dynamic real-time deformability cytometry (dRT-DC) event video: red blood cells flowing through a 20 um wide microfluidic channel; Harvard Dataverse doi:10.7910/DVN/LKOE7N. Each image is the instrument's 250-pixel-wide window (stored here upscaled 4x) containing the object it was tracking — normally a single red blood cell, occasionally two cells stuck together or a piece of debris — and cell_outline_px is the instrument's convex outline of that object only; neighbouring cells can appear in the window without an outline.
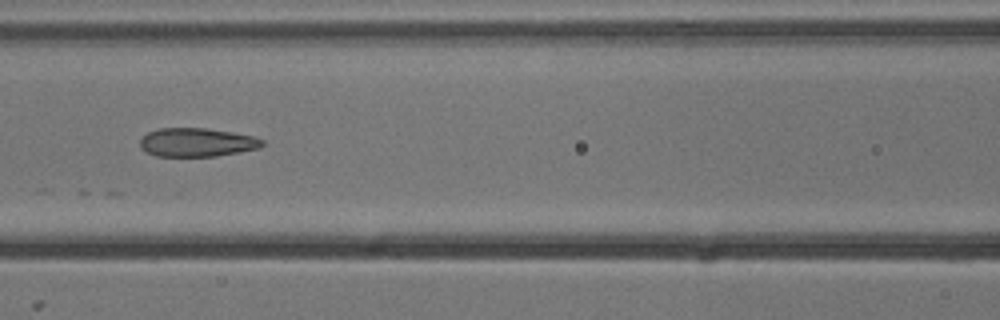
{"species": "common noctule bat (a hibernating species)", "species_latin": "Nyctalus noctula", "temperature_condition": "cold", "stored_images_in_passage": 9, "camera_frame_rate_fps": 3000, "um_per_image_px": 0.085, "animal": {"sex": "male", "body_mass_g": 13.3}, "frame": {"image": 1, "passage_image": 7, "time_ms": 2.0, "image_size_px": [1000, 320], "cell_outline_px": [[264, 144], [260, 148], [240, 152], [216, 156], [156, 156], [140, 148], [140, 140], [148, 132], [160, 128], [204, 128], [232, 132], [256, 136], [264, 140]], "centroid_in_image_um": [16.77, 12.1], "position_along_channel_um": 149.8, "area_um2": 20.46}}
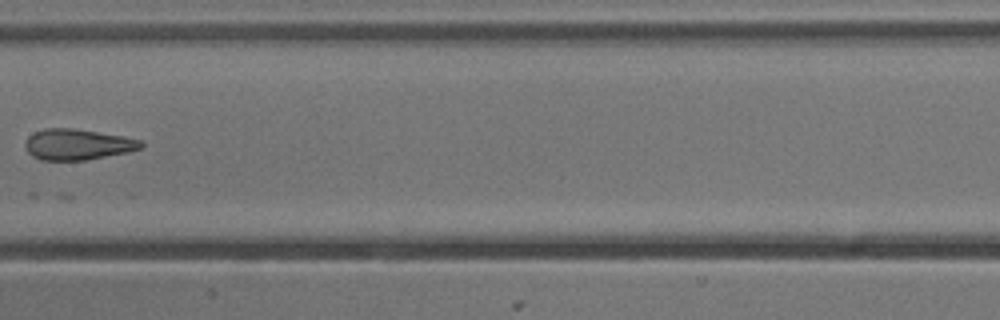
{"frame": {"image": 2, "passage_image": 8, "time_ms": 2.333, "image_size_px": [1000, 320], "cell_outline_px": [[144, 148], [128, 152], [88, 160], [40, 160], [32, 156], [24, 148], [24, 144], [28, 136], [44, 128], [72, 128], [124, 136], [140, 140], [144, 144]], "centroid_in_image_um": [6.6, 12.28], "position_along_channel_um": 200.8, "area_um2": 20.98}}
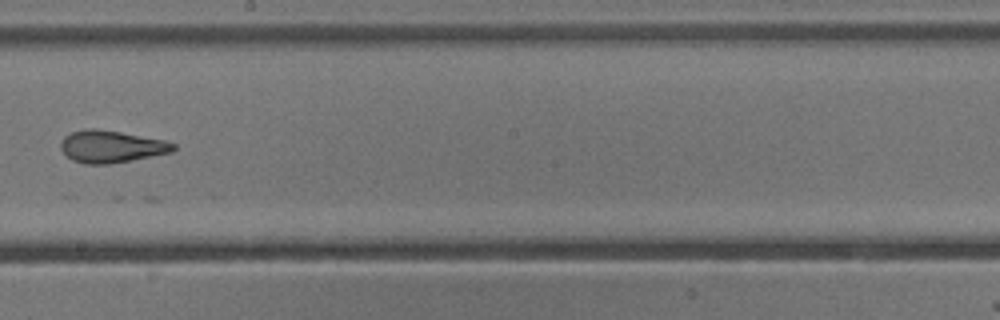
{"frame": {"image": 3, "passage_image": 9, "time_ms": 2.667, "image_size_px": [1000, 320], "cell_outline_px": [[176, 148], [172, 152], [132, 160], [108, 164], [84, 164], [72, 160], [60, 148], [60, 144], [64, 136], [72, 132], [84, 128], [96, 128], [120, 132], [164, 140], [176, 144]], "centroid_in_image_um": [9.45, 12.45], "position_along_channel_um": 238.8, "area_um2": 21.1}}